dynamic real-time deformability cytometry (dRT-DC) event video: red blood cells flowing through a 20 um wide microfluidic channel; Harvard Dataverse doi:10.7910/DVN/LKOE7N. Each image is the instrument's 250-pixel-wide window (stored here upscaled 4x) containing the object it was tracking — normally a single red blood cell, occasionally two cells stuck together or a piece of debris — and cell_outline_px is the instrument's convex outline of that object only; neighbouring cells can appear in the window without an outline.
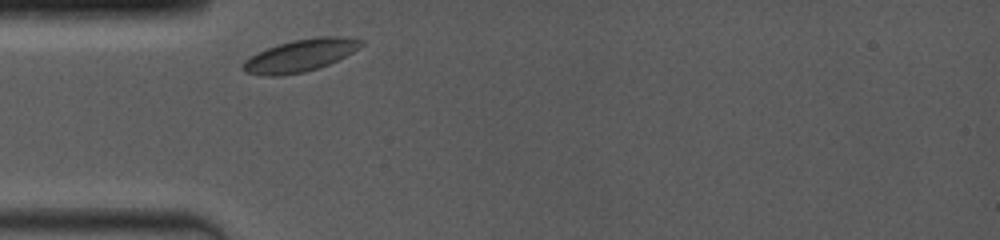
{"species": "common noctule bat (a hibernating species)", "species_latin": "Nyctalus noctula", "temperature_condition": "room temperature", "stored_images_in_passage": 9, "camera_frame_rate_fps": 4000, "um_per_image_px": 0.085, "animal": {"sex": "female", "body_mass_g": 19.0, "forearm_length_mm": 53.3}, "frame": {"image": 1, "passage_image": 1, "time_ms": 0.0, "image_size_px": [1000, 240], "cell_outline_px": [[364, 44], [360, 48], [328, 64], [304, 72], [284, 76], [264, 76], [244, 72], [240, 68], [244, 60], [256, 52], [292, 40], [316, 36], [344, 36], [364, 40]], "centroid_in_image_um": [25.5, 4.71], "position_along_channel_um": 59.5, "area_um2": 22.43}}
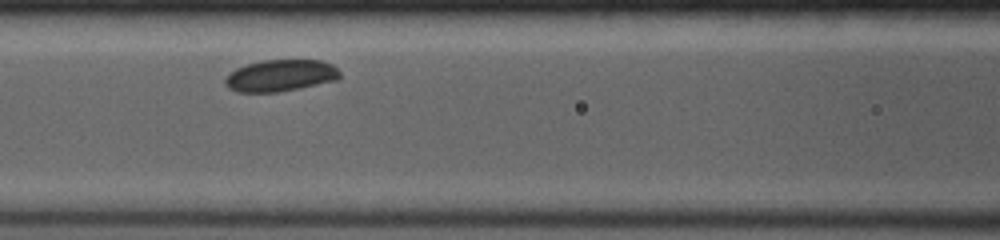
{"frame": {"image": 2, "passage_image": 7, "time_ms": 2.25, "image_size_px": [1000, 240], "cell_outline_px": [[340, 76], [336, 80], [276, 92], [236, 92], [228, 88], [224, 84], [224, 80], [236, 68], [260, 60], [320, 60], [332, 64], [340, 72]], "centroid_in_image_um": [23.82, 6.41], "position_along_channel_um": 142.8, "area_um2": 20.98}}
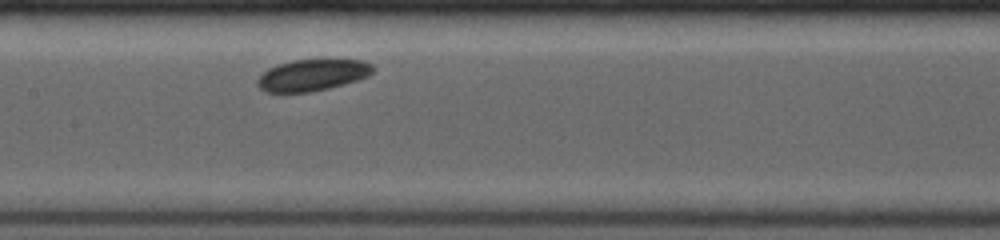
{"frame": {"image": 3, "passage_image": 9, "time_ms": 3.25, "image_size_px": [1000, 240], "cell_outline_px": [[372, 72], [368, 76], [344, 84], [312, 92], [264, 92], [256, 84], [256, 80], [268, 68], [292, 60], [324, 56], [364, 60], [372, 64]], "centroid_in_image_um": [26.59, 6.32], "position_along_channel_um": 180.8, "area_um2": 22.08}}